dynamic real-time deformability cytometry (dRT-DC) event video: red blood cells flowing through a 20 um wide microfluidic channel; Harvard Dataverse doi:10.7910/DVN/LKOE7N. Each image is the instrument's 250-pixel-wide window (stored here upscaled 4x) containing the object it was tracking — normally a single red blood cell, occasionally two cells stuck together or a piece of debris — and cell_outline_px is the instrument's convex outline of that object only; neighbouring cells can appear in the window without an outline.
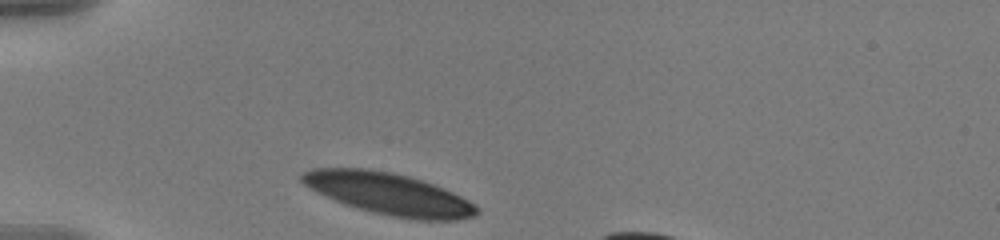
{"species": "human", "species_latin": "Homo sapiens", "temperature_condition": "warm", "stored_images_in_passage": 34, "camera_frame_rate_fps": 3000, "um_per_image_px": 0.085, "donor": {"sex": "male"}, "frame": {"image": 1, "passage_image": 1, "time_ms": 0.0, "image_size_px": [1000, 240], "cell_outline_px": [[480, 212], [476, 216], [456, 220], [416, 220], [392, 216], [372, 212], [344, 204], [304, 184], [300, 180], [300, 176], [304, 172], [312, 168], [364, 168], [388, 172], [408, 176], [432, 184], [452, 192], [476, 204]], "centroid_in_image_um": [33.09, 16.48], "position_along_channel_um": 51.9, "area_um2": 42.08}}
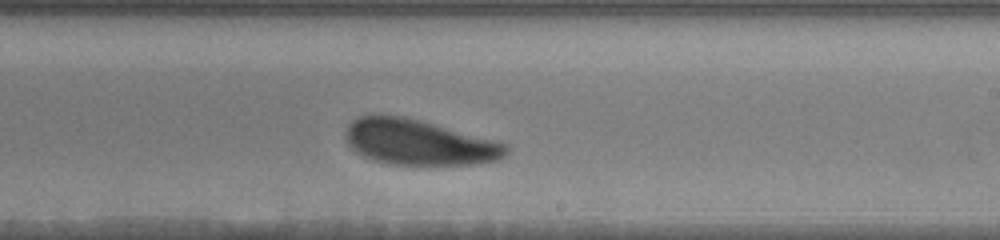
{"frame": {"image": 2, "passage_image": 20, "time_ms": 6.333, "image_size_px": [1000, 240], "cell_outline_px": [[508, 152], [504, 156], [496, 160], [472, 164], [388, 164], [372, 160], [356, 152], [348, 144], [344, 136], [344, 132], [348, 124], [352, 120], [360, 116], [380, 112], [404, 116], [420, 120], [504, 144], [508, 148]], "centroid_in_image_um": [35.46, 12.07], "position_along_channel_um": 253.5, "area_um2": 42.31}}
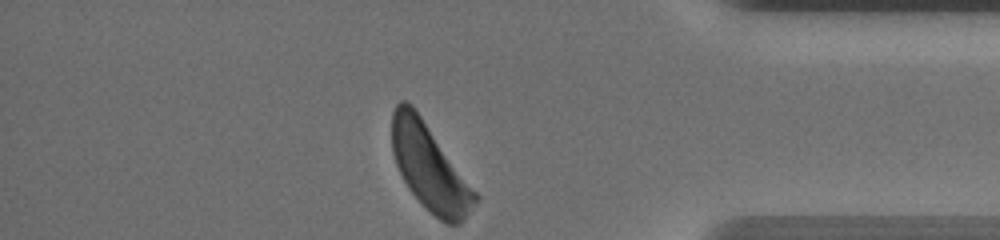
{"frame": {"image": 3, "passage_image": 34, "time_ms": 11.0, "image_size_px": [1000, 240], "cell_outline_px": [[480, 200], [464, 220], [460, 224], [448, 224], [440, 220], [408, 188], [396, 164], [392, 152], [392, 112], [396, 104], [400, 100], [404, 100], [412, 104], [480, 196]], "centroid_in_image_um": [36.54, 14.22], "position_along_channel_um": 398.7, "area_um2": 41.38}, "authors_computed_cell_mechanics": {"area_um2": 43.4078, "velocity_mm_per_s": 3.5378, "shape_relaxation_time_tau1_ms": 1.9966, "shape_relaxation_time_tau2_ms": null, "deformation_change_tau1": 0.1122, "deformation_change_tau2": null}}